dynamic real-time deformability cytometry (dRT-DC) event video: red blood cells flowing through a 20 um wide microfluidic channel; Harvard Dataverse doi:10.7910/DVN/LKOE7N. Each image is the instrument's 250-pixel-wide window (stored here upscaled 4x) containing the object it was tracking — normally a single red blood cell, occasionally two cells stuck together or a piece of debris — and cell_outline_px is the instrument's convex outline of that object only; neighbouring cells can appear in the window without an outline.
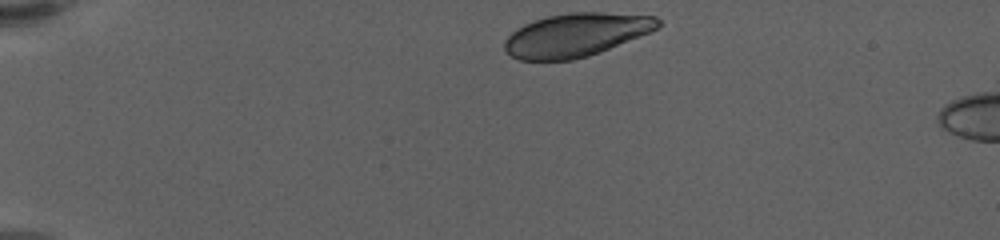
{"species": "human", "species_latin": "Homo sapiens", "temperature_condition": "warm", "stored_images_in_passage": 42, "camera_frame_rate_fps": 3000, "um_per_image_px": 0.085, "donor": {"sex": "female"}, "frame": {"image": 1, "passage_image": 1, "time_ms": 0.0, "image_size_px": [1000, 240], "cell_outline_px": [[660, 24], [656, 28], [648, 32], [600, 52], [588, 56], [572, 60], [520, 60], [512, 56], [504, 48], [504, 40], [512, 32], [524, 24], [532, 20], [548, 16], [572, 12], [604, 12], [656, 16], [660, 20]], "centroid_in_image_um": [48.93, 2.96], "position_along_channel_um": 36.1, "area_um2": 38.49}}
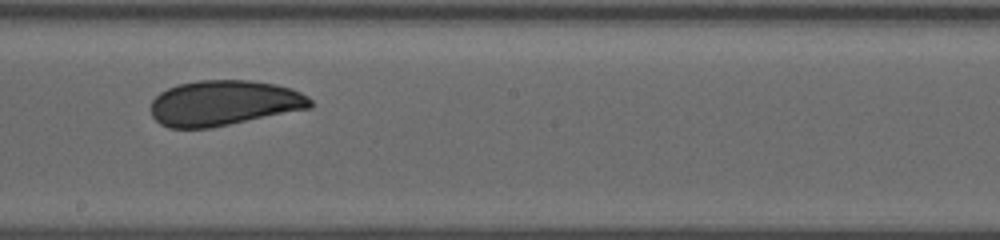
{"frame": {"image": 2, "passage_image": 24, "time_ms": 7.667, "image_size_px": [1000, 240], "cell_outline_px": [[312, 108], [212, 128], [168, 128], [160, 124], [152, 116], [152, 100], [160, 92], [168, 88], [180, 84], [200, 80], [252, 80], [276, 84], [292, 88], [308, 96], [312, 100]], "centroid_in_image_um": [19.07, 8.76], "position_along_channel_um": 229.1, "area_um2": 42.43}}
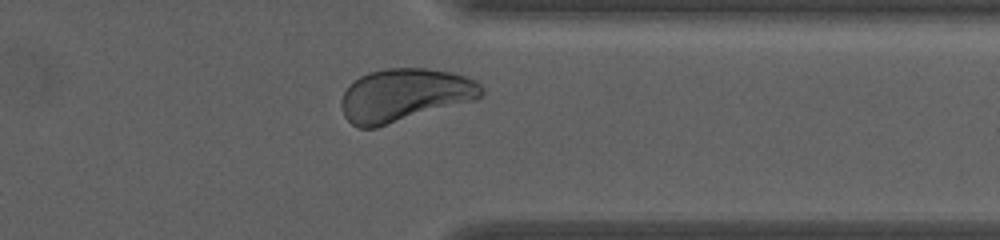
{"frame": {"image": 3, "passage_image": 37, "time_ms": 12.0, "image_size_px": [1000, 240], "cell_outline_px": [[484, 92], [476, 100], [376, 128], [360, 128], [352, 124], [344, 116], [340, 104], [340, 100], [348, 84], [360, 76], [384, 68], [424, 68], [452, 72], [476, 80], [484, 88]], "centroid_in_image_um": [34.38, 8.09], "position_along_channel_um": 377.0, "area_um2": 43.52}, "authors_computed_cell_mechanics": {"area_um2": 42.2518, "velocity_mm_per_s": 3.4362, "shape_relaxation_time_tau1_ms": 4.0575, "shape_relaxation_time_tau2_ms": null, "deformation_change_tau1": 0.0695, "deformation_change_tau2": null}}